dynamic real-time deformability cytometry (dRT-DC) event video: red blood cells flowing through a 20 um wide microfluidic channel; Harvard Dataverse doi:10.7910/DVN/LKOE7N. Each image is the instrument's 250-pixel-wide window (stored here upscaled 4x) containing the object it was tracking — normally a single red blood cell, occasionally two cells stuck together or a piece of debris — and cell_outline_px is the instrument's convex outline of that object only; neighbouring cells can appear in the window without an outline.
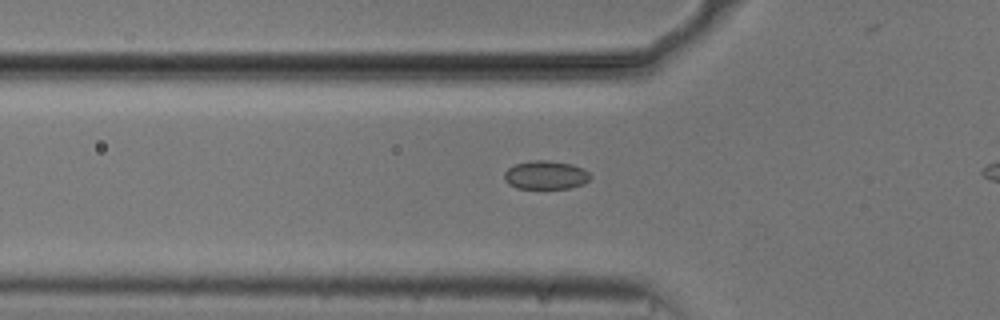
{"species": "common noctule bat (a hibernating species)", "species_latin": "Nyctalus noctula", "temperature_condition": "cold", "stored_images_in_passage": 31, "camera_frame_rate_fps": 3000, "um_per_image_px": 0.085, "animal": {"sex": "male", "body_mass_g": 20.5, "forearm_length_mm": 52.5}, "frame": {"image": 1, "passage_image": 2, "time_ms": 0.333, "image_size_px": [1000, 320], "cell_outline_px": [[592, 176], [584, 184], [568, 188], [516, 188], [508, 184], [504, 180], [504, 172], [508, 168], [516, 164], [532, 160], [548, 160], [572, 164], [584, 168]], "centroid_in_image_um": [46.39, 14.87], "position_along_channel_um": 79.4, "area_um2": 14.39}}
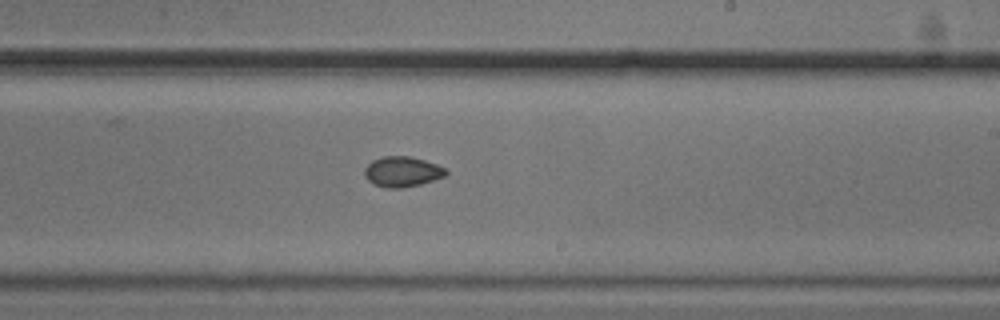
{"frame": {"image": 2, "passage_image": 16, "time_ms": 5.0, "image_size_px": [1000, 320], "cell_outline_px": [[448, 172], [444, 176], [420, 184], [400, 188], [388, 188], [372, 184], [364, 176], [364, 168], [372, 160], [384, 156], [408, 156], [424, 160], [436, 164], [444, 168]], "centroid_in_image_um": [34.14, 14.59], "position_along_channel_um": 254.9, "area_um2": 14.28}}
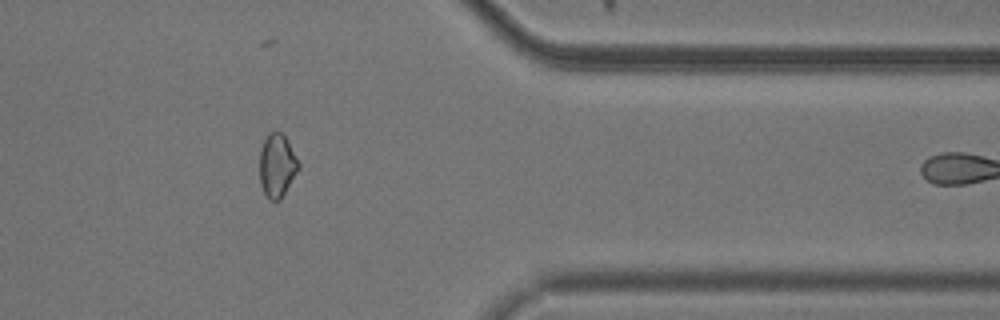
{"frame": {"image": 3, "passage_image": 28, "time_ms": 9.0, "image_size_px": [1000, 320], "cell_outline_px": [[300, 168], [280, 200], [272, 200], [264, 192], [260, 184], [260, 148], [268, 132], [280, 132], [284, 136], [300, 164]], "centroid_in_image_um": [23.54, 14.07], "position_along_channel_um": 387.9, "area_um2": 14.16}, "authors_computed_cell_mechanics": {"area_um2": 14.161, "velocity_mm_per_s": 3.7367, "shape_relaxation_time_tau1_ms": null, "shape_relaxation_time_tau2_ms": 5.5493, "deformation_change_tau1": null, "deformation_change_tau2": 0.0615}}